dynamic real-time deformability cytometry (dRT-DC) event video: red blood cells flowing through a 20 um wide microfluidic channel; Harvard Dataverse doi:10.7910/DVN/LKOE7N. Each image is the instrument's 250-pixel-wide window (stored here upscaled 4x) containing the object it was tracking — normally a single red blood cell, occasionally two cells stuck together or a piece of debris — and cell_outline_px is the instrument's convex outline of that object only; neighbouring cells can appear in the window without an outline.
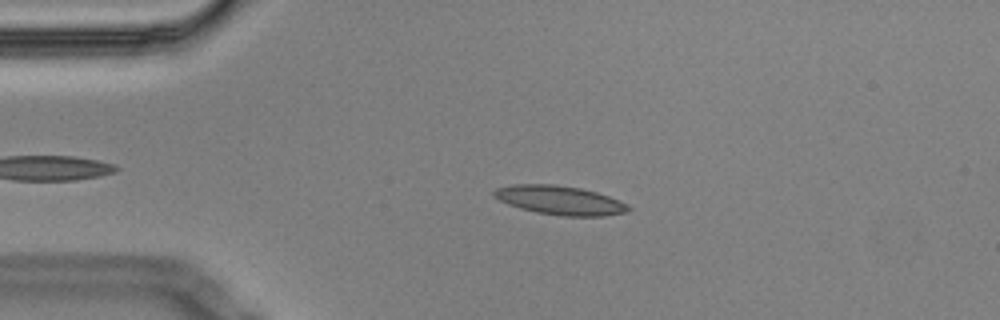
{"species": "Egyptian fruit bat (a non-hibernating species)", "species_latin": "Rousettus aegyptiacus", "temperature_condition": "cold", "stored_images_in_passage": 47, "camera_frame_rate_fps": 3000, "um_per_image_px": 0.085, "animal": {"sex": "male"}, "frame": {"image": 1, "passage_image": 12, "time_ms": 3.667, "image_size_px": [1000, 320], "cell_outline_px": [[632, 208], [628, 212], [604, 216], [560, 216], [536, 212], [520, 208], [508, 204], [492, 196], [492, 192], [496, 188], [512, 184], [556, 184], [580, 188], [596, 192], [608, 196], [628, 204]], "centroid_in_image_um": [47.59, 17.02], "position_along_channel_um": 37.4, "area_um2": 22.83}}
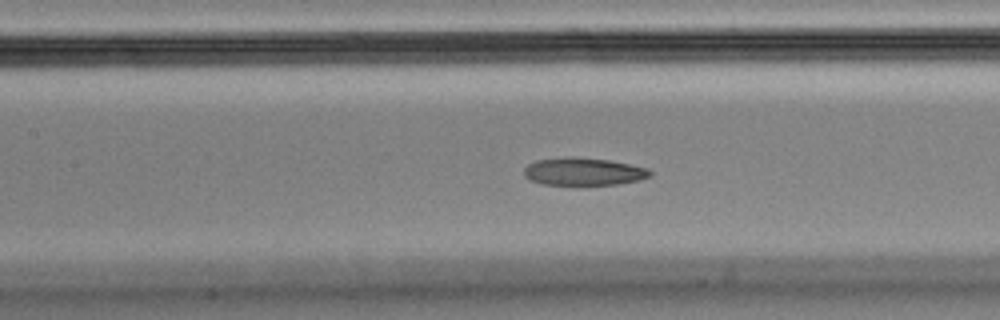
{"frame": {"image": 2, "passage_image": 25, "time_ms": 8.0, "image_size_px": [1000, 320], "cell_outline_px": [[652, 176], [636, 180], [616, 184], [544, 184], [528, 180], [524, 176], [524, 168], [528, 164], [536, 160], [564, 156], [576, 156], [608, 160], [648, 168], [652, 172]], "centroid_in_image_um": [49.55, 14.56], "position_along_channel_um": 157.9, "area_um2": 20.29}}
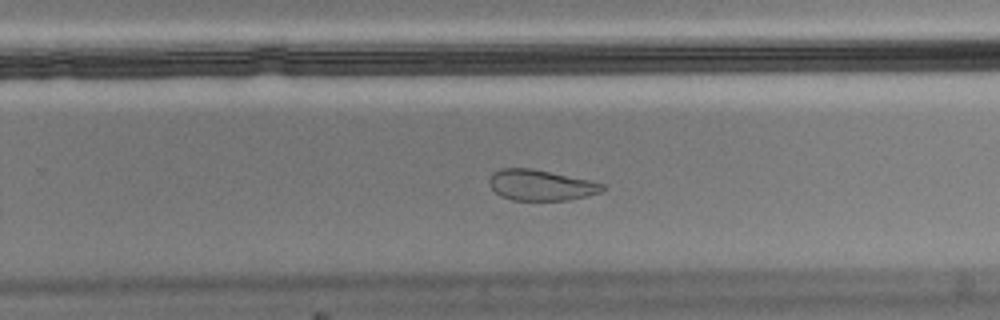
{"frame": {"image": 3, "passage_image": 36, "time_ms": 11.667, "image_size_px": [1000, 320], "cell_outline_px": [[608, 188], [600, 192], [588, 196], [568, 200], [512, 200], [500, 196], [488, 184], [488, 180], [492, 172], [500, 168], [532, 168], [588, 180], [604, 184]], "centroid_in_image_um": [45.95, 15.74], "position_along_channel_um": 283.9, "area_um2": 20.4}, "authors_computed_cell_mechanics": {"area_um2": 21.5016, "velocity_mm_per_s": 3.4533, "shape_relaxation_time_tau1_ms": null, "shape_relaxation_time_tau2_ms": 2.5388, "deformation_change_tau1": null, "deformation_change_tau2": 0.0831}}